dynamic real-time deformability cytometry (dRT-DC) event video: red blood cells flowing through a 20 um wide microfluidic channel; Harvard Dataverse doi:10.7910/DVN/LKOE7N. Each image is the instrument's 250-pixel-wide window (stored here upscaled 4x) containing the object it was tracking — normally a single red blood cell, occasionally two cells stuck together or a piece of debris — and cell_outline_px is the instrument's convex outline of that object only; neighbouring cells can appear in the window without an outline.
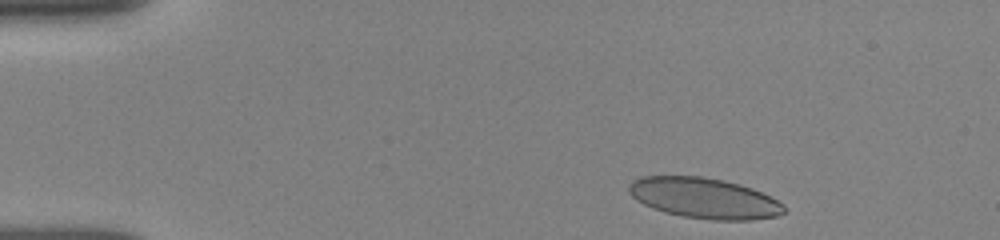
{"species": "human", "species_latin": "Homo sapiens", "temperature_condition": "room temperature", "stored_images_in_passage": 18, "camera_frame_rate_fps": 3000, "um_per_image_px": 0.085, "donor": {"sex": "female"}, "frame": {"image": 1, "passage_image": 2, "time_ms": 0.333, "image_size_px": [1000, 240], "cell_outline_px": [[784, 212], [776, 216], [752, 220], [712, 220], [684, 216], [664, 212], [652, 208], [636, 200], [628, 192], [628, 188], [632, 180], [640, 176], [700, 176], [724, 180], [752, 188], [784, 204]], "centroid_in_image_um": [59.82, 16.84], "position_along_channel_um": 25.2, "area_um2": 36.59}}
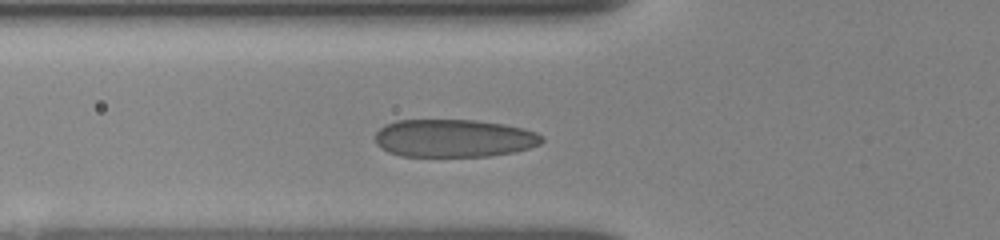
{"frame": {"image": 2, "passage_image": 11, "time_ms": 4.0, "image_size_px": [1000, 240], "cell_outline_px": [[544, 140], [540, 144], [516, 152], [488, 156], [400, 156], [388, 152], [380, 148], [376, 144], [376, 132], [384, 124], [396, 120], [476, 120], [504, 124], [524, 128], [536, 132], [544, 136]], "centroid_in_image_um": [38.58, 11.75], "position_along_channel_um": 87.2, "area_um2": 37.11}}
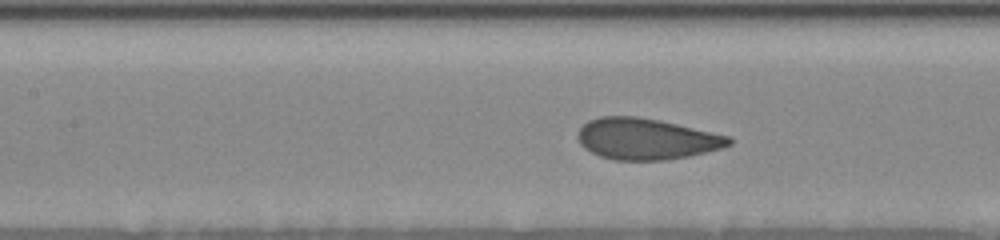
{"frame": {"image": 3, "passage_image": 16, "time_ms": 5.667, "image_size_px": [1000, 240], "cell_outline_px": [[732, 144], [724, 148], [688, 156], [664, 160], [616, 160], [600, 156], [584, 148], [580, 144], [576, 136], [580, 128], [588, 120], [600, 116], [636, 116], [660, 120], [728, 136], [732, 140]], "centroid_in_image_um": [54.91, 11.8], "position_along_channel_um": 152.5, "area_um2": 36.24}}